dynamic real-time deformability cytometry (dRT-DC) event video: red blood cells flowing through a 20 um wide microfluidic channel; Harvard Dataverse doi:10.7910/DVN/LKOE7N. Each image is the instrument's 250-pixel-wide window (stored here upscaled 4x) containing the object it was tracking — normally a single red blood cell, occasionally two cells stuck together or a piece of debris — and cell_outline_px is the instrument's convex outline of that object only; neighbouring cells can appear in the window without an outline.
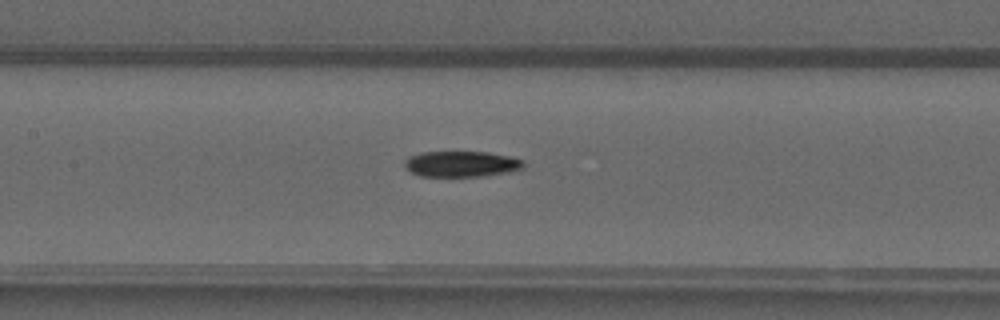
{"species": "common noctule bat (a hibernating species)", "species_latin": "Nyctalus noctula", "temperature_condition": "warm", "stored_images_in_passage": 51, "camera_frame_rate_fps": 3000, "um_per_image_px": 0.085, "animal": {"sex": "male", "forearm_length_mm": 52.5}, "frame": {"image": 1, "passage_image": 24, "time_ms": 7.667, "image_size_px": [1000, 320], "cell_outline_px": [[524, 168], [508, 172], [480, 176], [420, 176], [404, 168], [404, 160], [412, 156], [424, 152], [488, 152], [508, 156], [524, 160]], "centroid_in_image_um": [39.22, 13.94], "position_along_channel_um": 168.2, "area_um2": 17.74}}
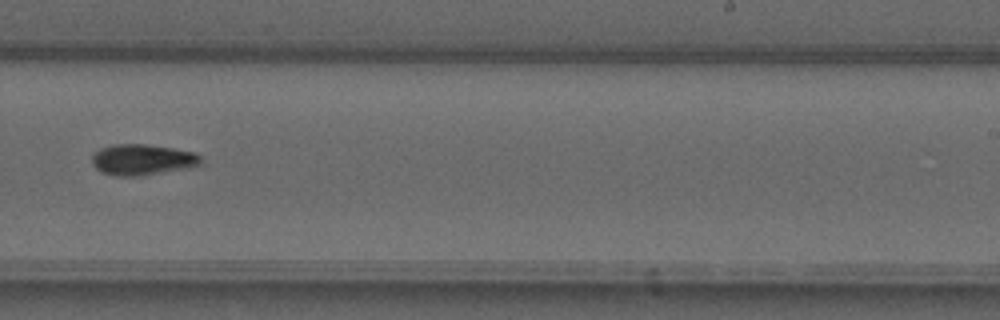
{"frame": {"image": 2, "passage_image": 32, "time_ms": 10.333, "image_size_px": [1000, 320], "cell_outline_px": [[204, 164], [196, 168], [136, 176], [112, 176], [100, 172], [92, 164], [92, 156], [100, 148], [112, 144], [144, 144], [172, 148], [196, 152], [204, 160]], "centroid_in_image_um": [12.18, 13.59], "position_along_channel_um": 276.8, "area_um2": 20.17}}
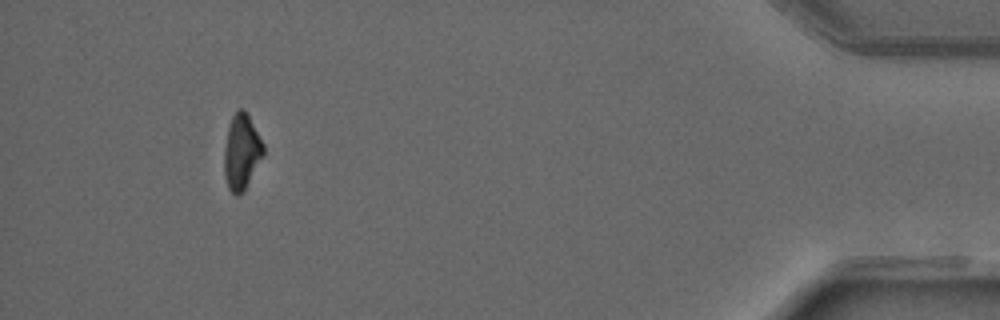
{"frame": {"image": 3, "passage_image": 47, "time_ms": 15.333, "image_size_px": [1000, 320], "cell_outline_px": [[264, 156], [244, 192], [240, 196], [236, 196], [228, 188], [224, 176], [224, 148], [228, 128], [232, 116], [240, 108], [244, 108], [264, 144]], "centroid_in_image_um": [20.54, 12.96], "position_along_channel_um": 414.7, "area_um2": 17.46}}